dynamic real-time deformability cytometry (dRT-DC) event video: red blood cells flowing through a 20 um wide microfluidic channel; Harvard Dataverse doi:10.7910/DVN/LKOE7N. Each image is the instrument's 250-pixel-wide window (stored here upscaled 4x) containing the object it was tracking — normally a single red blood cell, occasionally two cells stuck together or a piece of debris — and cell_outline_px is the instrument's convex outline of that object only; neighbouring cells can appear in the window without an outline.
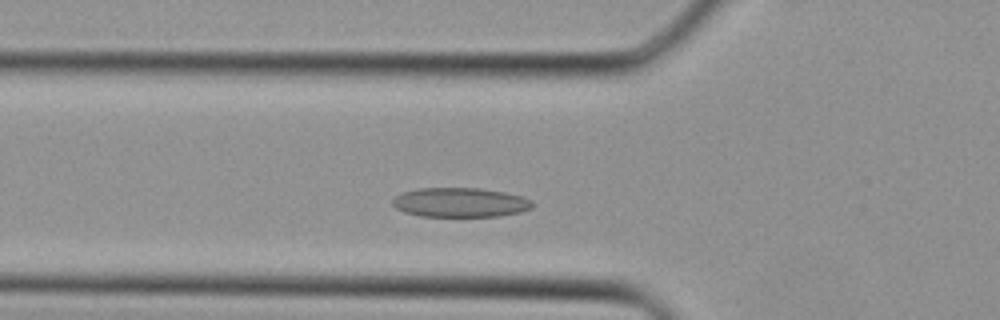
{"species": "Egyptian fruit bat (a non-hibernating species)", "species_latin": "Rousettus aegyptiacus", "temperature_condition": "cold", "stored_images_in_passage": 28, "camera_frame_rate_fps": 3000, "um_per_image_px": 0.085, "animal": {"sex": "female"}, "frame": {"image": 1, "passage_image": 4, "time_ms": 1.0, "image_size_px": [1000, 320], "cell_outline_px": [[532, 208], [520, 212], [500, 216], [420, 216], [404, 212], [396, 208], [392, 204], [392, 200], [396, 196], [404, 192], [416, 188], [476, 188], [504, 192], [520, 196], [532, 200]], "centroid_in_image_um": [39.1, 17.21], "position_along_channel_um": 86.7, "area_um2": 23.87}}
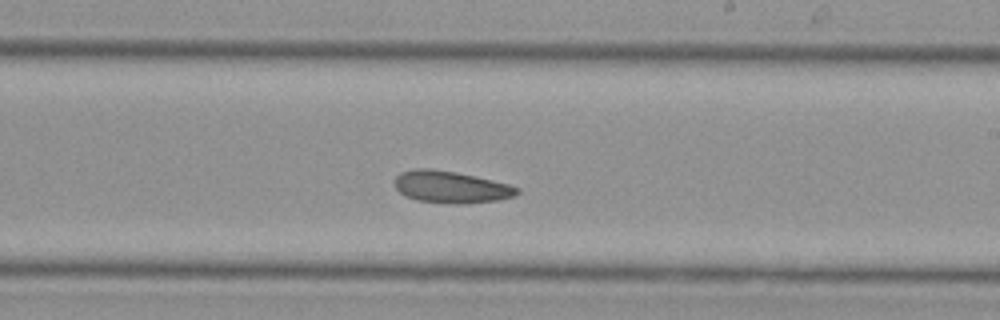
{"frame": {"image": 2, "passage_image": 13, "time_ms": 4.0, "image_size_px": [1000, 320], "cell_outline_px": [[520, 192], [516, 196], [500, 200], [464, 204], [456, 204], [416, 200], [404, 196], [396, 188], [396, 176], [400, 172], [416, 168], [428, 168], [456, 172], [492, 180], [508, 184], [520, 188]], "centroid_in_image_um": [38.36, 15.9], "position_along_channel_um": 250.6, "area_um2": 22.89}}
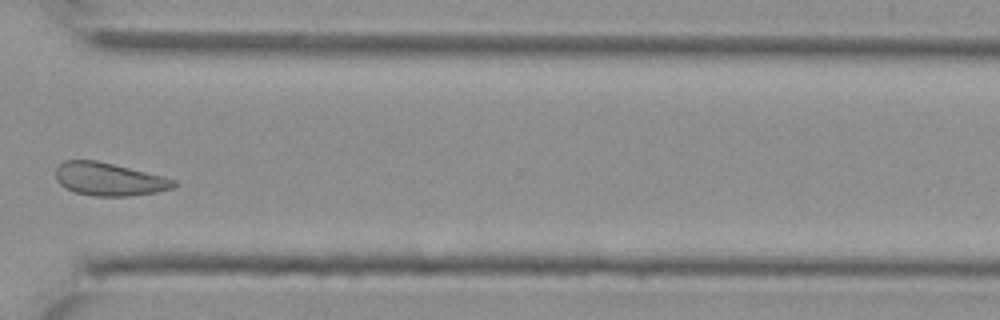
{"frame": {"image": 3, "passage_image": 19, "time_ms": 6.0, "image_size_px": [1000, 320], "cell_outline_px": [[176, 184], [172, 188], [156, 192], [128, 196], [96, 196], [76, 192], [64, 188], [56, 180], [56, 168], [64, 160], [96, 160], [164, 176], [176, 180]], "centroid_in_image_um": [9.25, 15.23], "position_along_channel_um": 361.3, "area_um2": 22.6}}